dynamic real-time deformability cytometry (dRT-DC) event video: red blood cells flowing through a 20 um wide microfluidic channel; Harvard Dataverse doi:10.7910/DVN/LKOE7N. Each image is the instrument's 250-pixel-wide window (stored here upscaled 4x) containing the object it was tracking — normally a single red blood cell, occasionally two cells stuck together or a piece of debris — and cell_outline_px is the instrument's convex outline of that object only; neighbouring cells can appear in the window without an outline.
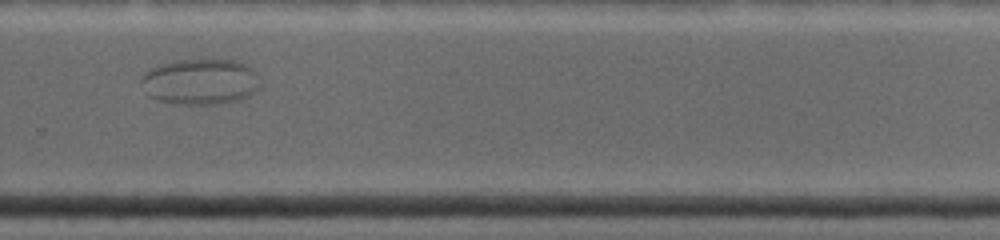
{"species": "common noctule bat (a hibernating species)", "species_latin": "Nyctalus noctula", "temperature_condition": "warm", "stored_images_in_passage": 32, "segment_of_instrument_passage": [2, 3], "camera_frame_rate_fps": 4500, "um_per_image_px": 0.085, "animal": {"sex": "female", "body_mass_g": 19.0, "forearm_length_mm": 53.3}, "frame": {"image": 1, "passage_image": 26, "time_ms": 9.111, "image_size_px": [1000, 240], "cell_outline_px": [[260, 84], [256, 92], [240, 100], [220, 104], [184, 104], [160, 100], [148, 96], [148, 92], [256, 84]], "centroid_in_image_um": [17.55, 8.05], "position_along_channel_um": 312.3, "area_um2": 10.52}}